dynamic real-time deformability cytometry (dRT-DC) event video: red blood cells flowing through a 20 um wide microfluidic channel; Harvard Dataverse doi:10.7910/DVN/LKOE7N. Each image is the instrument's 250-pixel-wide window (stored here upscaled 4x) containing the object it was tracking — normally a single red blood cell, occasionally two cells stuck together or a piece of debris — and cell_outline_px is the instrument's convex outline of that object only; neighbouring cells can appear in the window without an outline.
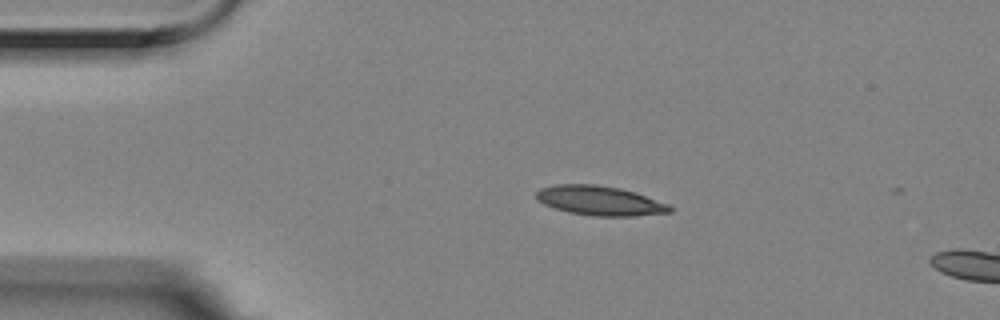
{"species": "Egyptian fruit bat (a non-hibernating species)", "species_latin": "Rousettus aegyptiacus", "temperature_condition": "room temperature", "stored_images_in_passage": 4, "camera_frame_rate_fps": 3000, "um_per_image_px": 0.085, "animal": {"sex": "female"}, "frame": {"image": 1, "passage_image": 3, "time_ms": 0.667, "image_size_px": [1000, 320], "cell_outline_px": [[672, 212], [636, 216], [596, 216], [568, 212], [544, 204], [536, 200], [536, 192], [540, 188], [556, 184], [596, 184], [620, 188], [636, 192], [668, 204], [672, 208]], "centroid_in_image_um": [50.98, 17.05], "position_along_channel_um": 34.0, "area_um2": 23.0}}